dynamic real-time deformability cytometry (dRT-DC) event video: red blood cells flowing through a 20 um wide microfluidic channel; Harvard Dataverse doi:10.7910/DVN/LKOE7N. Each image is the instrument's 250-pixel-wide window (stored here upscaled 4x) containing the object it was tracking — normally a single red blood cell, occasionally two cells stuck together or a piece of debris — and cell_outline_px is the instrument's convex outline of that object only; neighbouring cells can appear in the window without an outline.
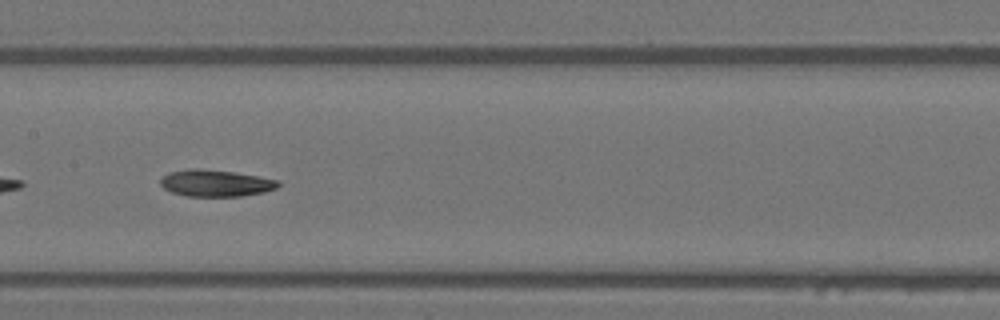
{"species": "Egyptian fruit bat (a non-hibernating species)", "species_latin": "Rousettus aegyptiacus", "temperature_condition": "warm", "stored_images_in_passage": 33, "camera_frame_rate_fps": 3000, "um_per_image_px": 0.085, "animal": {"sex": "female"}, "frame": {"image": 1, "passage_image": 10, "time_ms": 3.0, "image_size_px": [1000, 320], "cell_outline_px": [[280, 184], [276, 188], [264, 192], [240, 196], [188, 196], [172, 192], [164, 188], [160, 184], [160, 180], [164, 176], [172, 172], [192, 168], [232, 172], [256, 176], [276, 180]], "centroid_in_image_um": [18.32, 15.58], "position_along_channel_um": 189.1, "area_um2": 17.86}}
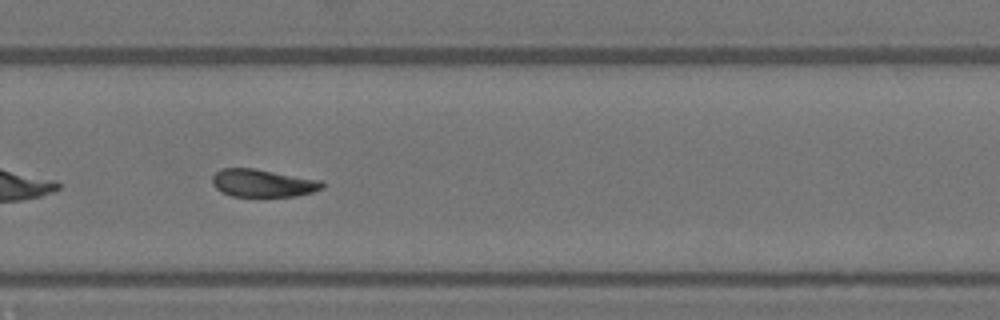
{"frame": {"image": 2, "passage_image": 19, "time_ms": 6.0, "image_size_px": [1000, 320], "cell_outline_px": [[324, 188], [312, 192], [296, 196], [232, 196], [216, 188], [212, 184], [212, 176], [220, 168], [252, 168], [320, 180], [324, 184]], "centroid_in_image_um": [22.32, 15.56], "position_along_channel_um": 307.5, "area_um2": 17.57}, "authors_computed_cell_mechanics": {"area_um2": 17.8024, "velocity_mm_per_s": 3.9745, "shape_relaxation_time_tau1_ms": 5.3547, "shape_relaxation_time_tau2_ms": 6.3299, "deformation_change_tau1": 0.1211, "deformation_change_tau2": 0.1585}}